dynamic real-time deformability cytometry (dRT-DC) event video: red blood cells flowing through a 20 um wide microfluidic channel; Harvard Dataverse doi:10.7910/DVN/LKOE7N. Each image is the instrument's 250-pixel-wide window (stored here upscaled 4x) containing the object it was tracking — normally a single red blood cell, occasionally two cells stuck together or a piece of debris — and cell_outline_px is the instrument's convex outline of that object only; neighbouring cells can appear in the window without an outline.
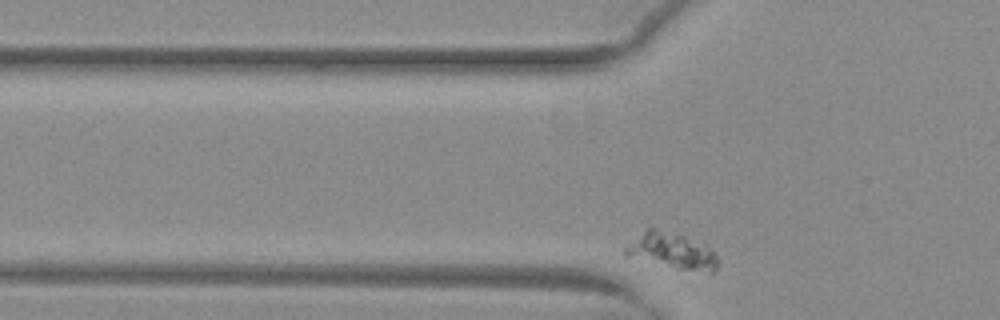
{"species": "common noctule bat (a hibernating species)", "species_latin": "Nyctalus noctula", "temperature_condition": "warm", "stored_images_in_passage": 40, "camera_frame_rate_fps": 3000, "um_per_image_px": 0.085, "animal": {"sex": "female", "body_mass_g": 29.2, "forearm_length_mm": 56.3}, "frame": {"image": 1, "passage_image": 11, "time_ms": 3.333, "image_size_px": [1000, 320], "cell_outline_px": [[720, 260], [716, 268], [712, 272], [708, 272], [676, 268], [624, 256], [624, 248], [648, 228], [652, 228], [684, 236], [704, 244], [712, 248]], "centroid_in_image_um": [57.15, 21.35], "position_along_channel_um": 68.7, "area_um2": 19.07}}
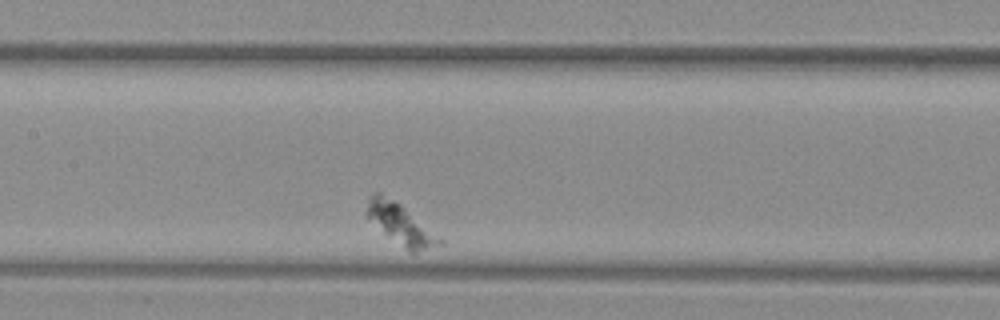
{"frame": {"image": 2, "passage_image": 21, "time_ms": 6.667, "image_size_px": [1000, 320], "cell_outline_px": [[444, 244], [416, 252], [408, 252], [364, 216], [368, 196], [376, 192], [380, 192], [400, 204], [444, 240]], "centroid_in_image_um": [34.02, 19.04], "position_along_channel_um": 173.4, "area_um2": 17.22}}
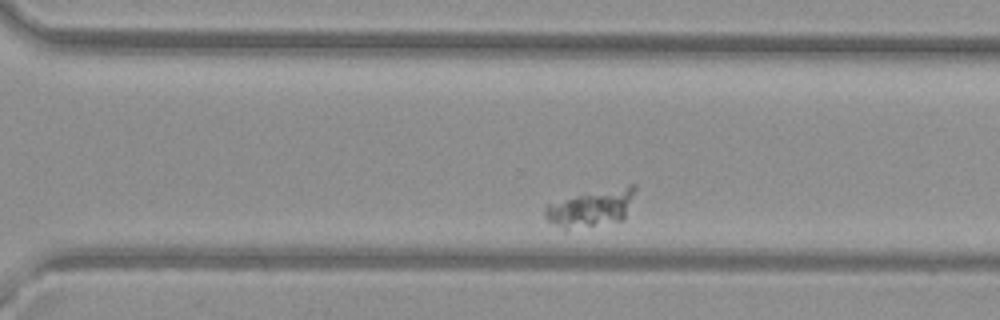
{"frame": {"image": 3, "passage_image": 34, "time_ms": 11.0, "image_size_px": [1000, 320], "cell_outline_px": [[636, 188], [624, 216], [620, 220], [568, 228], [564, 228], [548, 220], [544, 216], [544, 208], [548, 204], [576, 196], [628, 184], [636, 184]], "centroid_in_image_um": [50.26, 17.64], "position_along_channel_um": 320.3, "area_um2": 18.32}}